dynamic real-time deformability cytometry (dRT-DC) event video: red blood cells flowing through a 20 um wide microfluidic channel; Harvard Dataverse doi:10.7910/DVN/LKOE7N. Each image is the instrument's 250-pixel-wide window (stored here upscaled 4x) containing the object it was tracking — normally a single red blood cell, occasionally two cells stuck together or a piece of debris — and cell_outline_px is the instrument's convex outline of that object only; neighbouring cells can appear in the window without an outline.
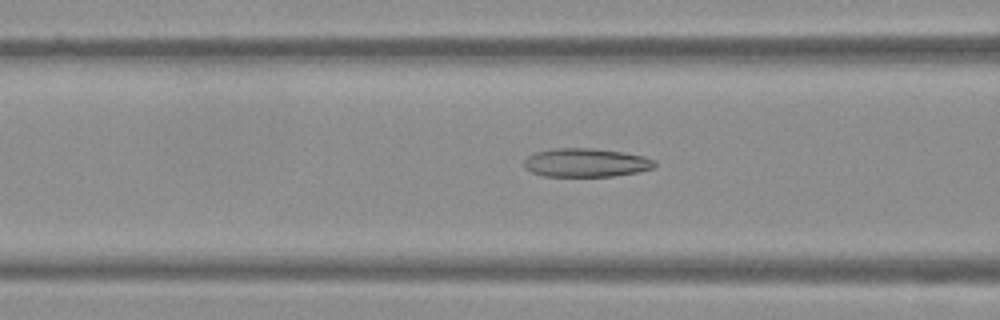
{"species": "Egyptian fruit bat (a non-hibernating species)", "species_latin": "Rousettus aegyptiacus", "temperature_condition": "warm", "stored_images_in_passage": 45, "camera_frame_rate_fps": 3000, "um_per_image_px": 0.085, "frame": {"image": 1, "passage_image": 15, "time_ms": 4.667, "image_size_px": [1000, 320], "cell_outline_px": [[656, 168], [636, 172], [612, 176], [544, 176], [532, 172], [524, 168], [524, 160], [528, 156], [536, 152], [556, 148], [592, 148], [624, 152], [644, 156], [656, 160]], "centroid_in_image_um": [49.83, 13.82], "position_along_channel_um": 116.8, "area_um2": 21.85}}
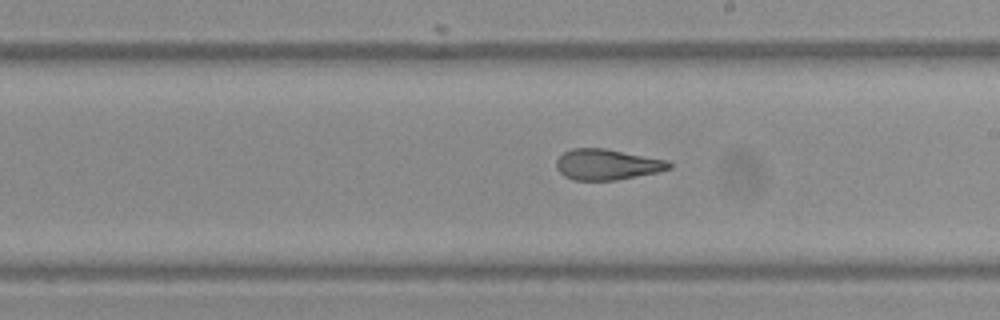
{"frame": {"image": 2, "passage_image": 24, "time_ms": 7.667, "image_size_px": [1000, 320], "cell_outline_px": [[672, 168], [656, 172], [616, 180], [572, 180], [564, 176], [556, 168], [556, 160], [564, 152], [572, 148], [608, 148], [668, 160], [672, 164]], "centroid_in_image_um": [51.6, 13.97], "position_along_channel_um": 237.4, "area_um2": 20.35}}
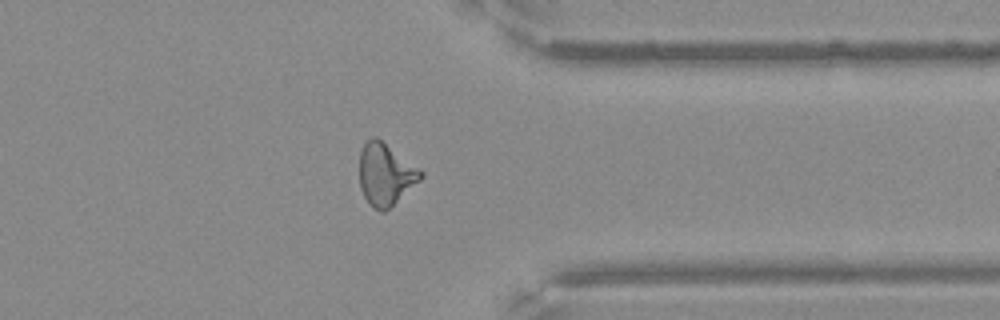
{"frame": {"image": 3, "passage_image": 35, "time_ms": 11.333, "image_size_px": [1000, 320], "cell_outline_px": [[424, 176], [420, 180], [384, 212], [380, 212], [372, 208], [368, 204], [360, 188], [360, 152], [364, 144], [372, 136], [376, 136], [420, 168], [424, 172]], "centroid_in_image_um": [32.76, 14.82], "position_along_channel_um": 378.6, "area_um2": 22.14}}